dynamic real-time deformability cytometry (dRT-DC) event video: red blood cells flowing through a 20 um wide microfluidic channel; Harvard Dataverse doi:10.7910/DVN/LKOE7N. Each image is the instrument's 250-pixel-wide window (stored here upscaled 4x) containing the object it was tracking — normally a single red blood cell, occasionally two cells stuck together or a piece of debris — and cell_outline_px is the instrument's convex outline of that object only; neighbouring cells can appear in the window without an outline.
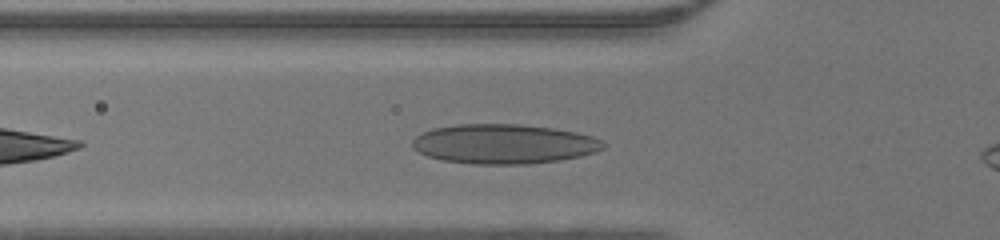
{"species": "human", "species_latin": "Homo sapiens", "temperature_condition": "warm", "stored_images_in_passage": 27, "camera_frame_rate_fps": 3000, "um_per_image_px": 0.085, "donor": {"sex": "male"}, "frame": {"image": 1, "passage_image": 5, "time_ms": 1.333, "image_size_px": [1000, 240], "cell_outline_px": [[604, 148], [596, 152], [580, 156], [560, 160], [524, 164], [472, 164], [444, 160], [428, 156], [412, 148], [412, 140], [416, 136], [432, 128], [460, 124], [520, 124], [552, 128], [576, 132], [592, 136], [600, 140], [604, 144]], "centroid_in_image_um": [42.82, 12.23], "position_along_channel_um": 83.0, "area_um2": 43.93}}
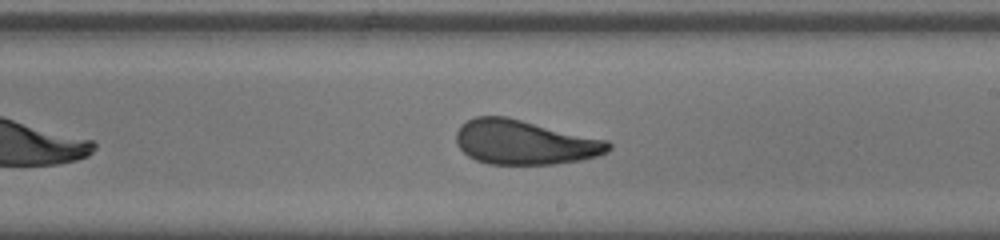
{"frame": {"image": 2, "passage_image": 16, "time_ms": 5.0, "image_size_px": [1000, 240], "cell_outline_px": [[612, 148], [608, 152], [596, 156], [580, 160], [556, 164], [488, 164], [476, 160], [468, 156], [456, 144], [456, 132], [460, 124], [476, 116], [508, 116], [608, 140], [612, 144]], "centroid_in_image_um": [44.59, 12.08], "position_along_channel_um": 244.4, "area_um2": 39.82}}
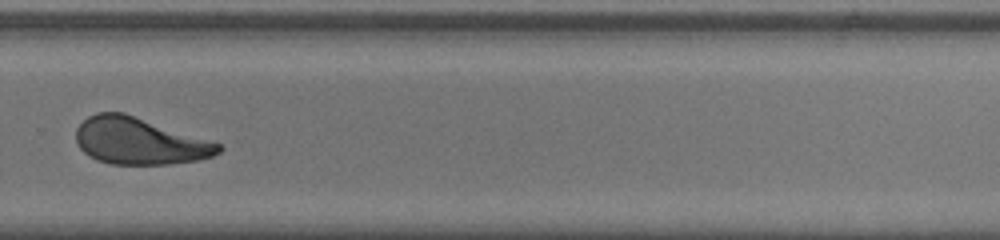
{"frame": {"image": 3, "passage_image": 21, "time_ms": 6.667, "image_size_px": [1000, 240], "cell_outline_px": [[224, 148], [220, 152], [212, 156], [200, 160], [168, 164], [112, 164], [96, 160], [88, 156], [76, 144], [76, 128], [88, 116], [96, 112], [124, 112], [220, 144]], "centroid_in_image_um": [11.82, 11.99], "position_along_channel_um": 318.0, "area_um2": 38.78}}